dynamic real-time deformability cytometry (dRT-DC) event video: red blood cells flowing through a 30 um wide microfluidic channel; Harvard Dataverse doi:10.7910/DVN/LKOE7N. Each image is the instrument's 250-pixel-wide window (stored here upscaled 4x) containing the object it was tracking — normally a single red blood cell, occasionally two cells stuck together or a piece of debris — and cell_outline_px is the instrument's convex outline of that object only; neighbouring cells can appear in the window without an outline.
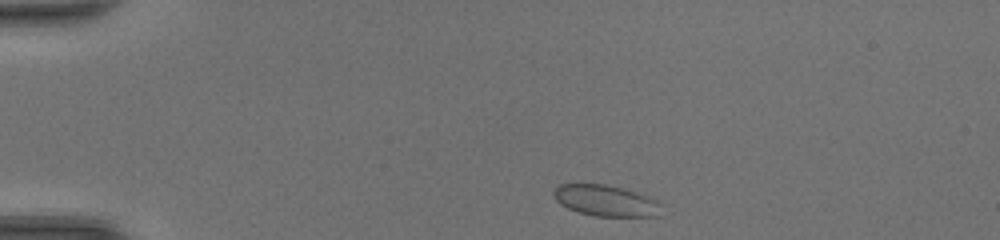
{"species": "common noctule bat (a hibernating species)", "species_latin": "Nyctalus noctula", "temperature_condition": "room temperature", "stored_images_in_passage": 39, "camera_frame_rate_fps": 3000, "um_per_image_px": 0.085, "animal": {"sex": "female", "body_mass_g": 20.0, "forearm_length_mm": 54.0}, "frame": {"image": 1, "passage_image": 1, "time_ms": 0.0, "image_size_px": [1000, 240], "cell_outline_px": [[664, 204], [660, 216], [596, 216], [580, 212], [568, 208], [560, 204], [552, 196], [552, 192], [560, 184], [604, 184], [624, 188], [648, 196]], "centroid_in_image_um": [51.53, 17.05], "position_along_channel_um": 33.5, "area_um2": 19.71}}
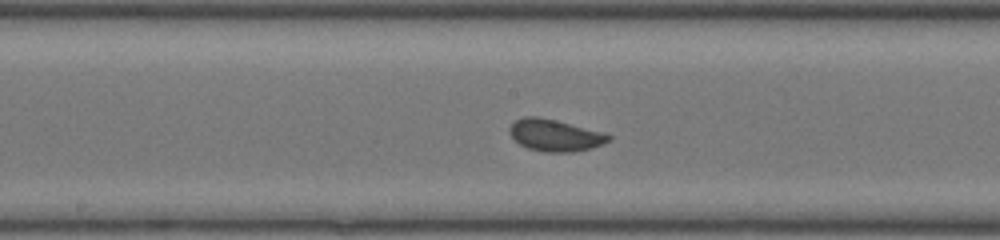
{"frame": {"image": 2, "passage_image": 17, "time_ms": 5.333, "image_size_px": [1000, 240], "cell_outline_px": [[612, 136], [608, 140], [592, 148], [572, 152], [548, 152], [528, 148], [520, 144], [508, 132], [508, 128], [516, 120], [524, 116], [536, 116], [556, 120], [604, 132]], "centroid_in_image_um": [47.16, 11.49], "position_along_channel_um": 201.0, "area_um2": 18.21}}
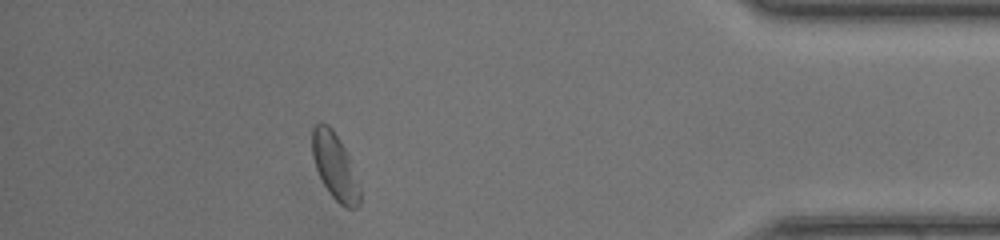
{"frame": {"image": 3, "passage_image": 34, "time_ms": 11.0, "image_size_px": [1000, 240], "cell_outline_px": [[360, 204], [356, 208], [344, 208], [328, 192], [316, 168], [312, 156], [312, 128], [320, 120], [328, 124], [332, 128], [340, 140], [348, 156], [360, 188]], "centroid_in_image_um": [28.45, 14.12], "position_along_channel_um": 406.8, "area_um2": 18.32}, "authors_computed_cell_mechanics": {"area_um2": 18.1492, "velocity_mm_per_s": 4.3517, "shape_relaxation_time_tau1_ms": 1.6993, "shape_relaxation_time_tau2_ms": null, "deformation_change_tau1": 0.0611, "deformation_change_tau2": null}}